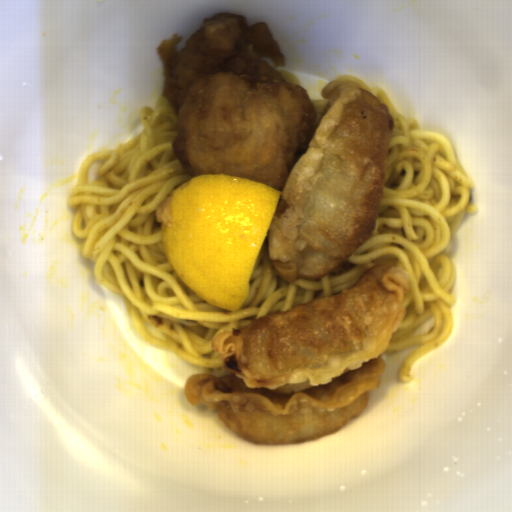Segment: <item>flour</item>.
Here are the masks:
<instances>
[{
    "label": "flour",
    "instance_id": "1",
    "mask_svg": "<svg viewBox=\"0 0 512 512\" xmlns=\"http://www.w3.org/2000/svg\"><path fill=\"white\" fill-rule=\"evenodd\" d=\"M411 273L370 267L343 292L218 331L228 374H193L183 391L240 438L259 445L322 439L352 423L380 387L387 351L407 310Z\"/></svg>",
    "mask_w": 512,
    "mask_h": 512
},
{
    "label": "flour",
    "instance_id": "2",
    "mask_svg": "<svg viewBox=\"0 0 512 512\" xmlns=\"http://www.w3.org/2000/svg\"><path fill=\"white\" fill-rule=\"evenodd\" d=\"M319 125L281 191L270 263L285 281L321 280L369 240L385 195L396 128L360 83L331 79Z\"/></svg>",
    "mask_w": 512,
    "mask_h": 512
}]
</instances>
